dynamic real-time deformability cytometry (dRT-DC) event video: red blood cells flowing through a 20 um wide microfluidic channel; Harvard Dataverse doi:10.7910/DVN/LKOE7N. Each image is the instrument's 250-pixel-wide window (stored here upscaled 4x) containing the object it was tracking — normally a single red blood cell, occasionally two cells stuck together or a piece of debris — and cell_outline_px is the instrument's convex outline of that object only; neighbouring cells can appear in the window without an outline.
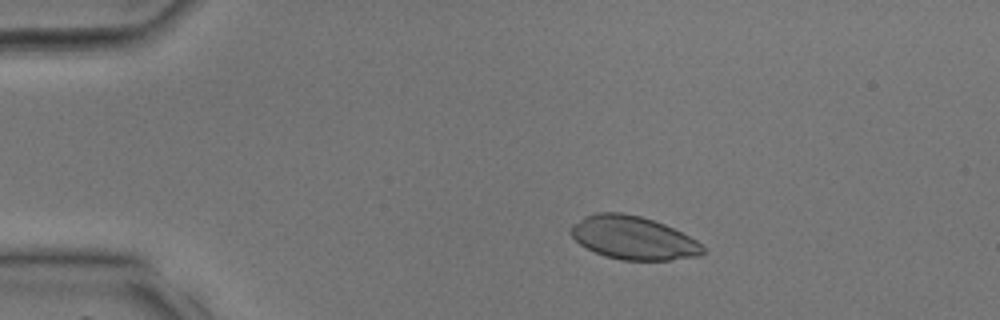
{"species": "common noctule bat (a hibernating species)", "species_latin": "Nyctalus noctula", "temperature_condition": "room temperature", "stored_images_in_passage": 38, "camera_frame_rate_fps": 3000, "um_per_image_px": 0.085, "animal": {"sex": "male", "body_mass_g": 17.9, "forearm_length_mm": 54.2}, "frame": {"image": 1, "passage_image": 6, "time_ms": 1.667, "image_size_px": [1000, 320], "cell_outline_px": [[704, 252], [700, 256], [668, 260], [620, 260], [604, 256], [580, 244], [568, 232], [568, 228], [572, 224], [584, 216], [596, 212], [620, 212], [640, 216], [664, 224], [696, 240], [704, 248]], "centroid_in_image_um": [53.78, 20.21], "position_along_channel_um": 31.2, "area_um2": 33.23}}
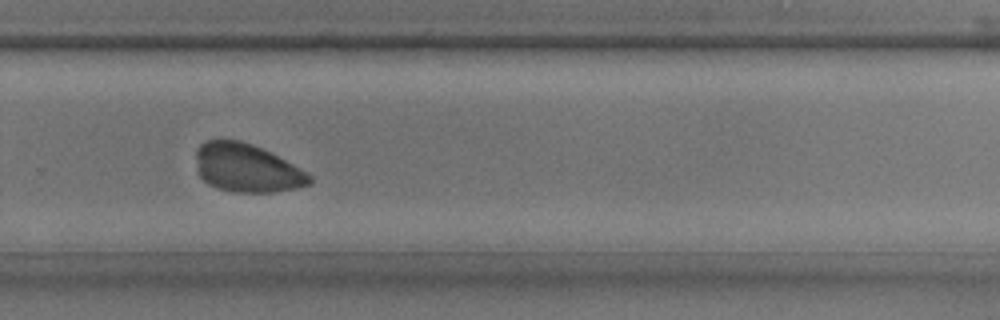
{"frame": {"image": 2, "passage_image": 25, "time_ms": 8.0, "image_size_px": [1000, 320], "cell_outline_px": [[312, 184], [296, 188], [272, 192], [236, 192], [216, 188], [208, 184], [200, 176], [196, 156], [196, 148], [204, 140], [240, 140], [252, 144], [308, 172], [312, 176]], "centroid_in_image_um": [20.98, 14.29], "position_along_channel_um": 308.8, "area_um2": 31.79}}
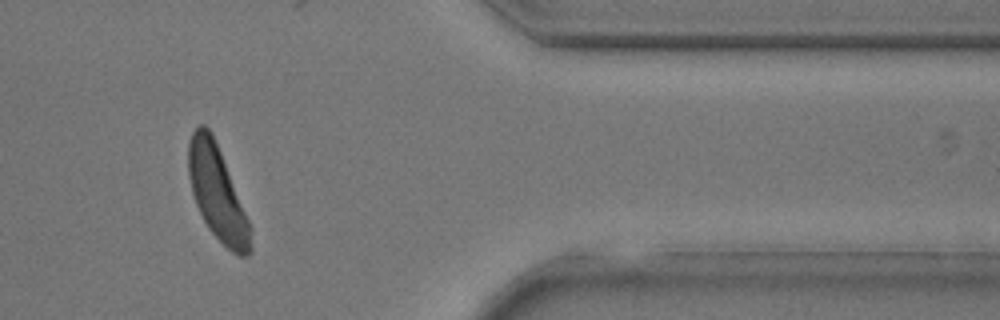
{"frame": {"image": 3, "passage_image": 31, "time_ms": 10.0, "image_size_px": [1000, 320], "cell_outline_px": [[252, 252], [248, 256], [236, 256], [208, 228], [196, 204], [192, 192], [188, 176], [188, 144], [192, 132], [200, 124], [204, 124], [212, 132], [252, 228]], "centroid_in_image_um": [18.48, 16.43], "position_along_channel_um": 392.9, "area_um2": 33.87}}